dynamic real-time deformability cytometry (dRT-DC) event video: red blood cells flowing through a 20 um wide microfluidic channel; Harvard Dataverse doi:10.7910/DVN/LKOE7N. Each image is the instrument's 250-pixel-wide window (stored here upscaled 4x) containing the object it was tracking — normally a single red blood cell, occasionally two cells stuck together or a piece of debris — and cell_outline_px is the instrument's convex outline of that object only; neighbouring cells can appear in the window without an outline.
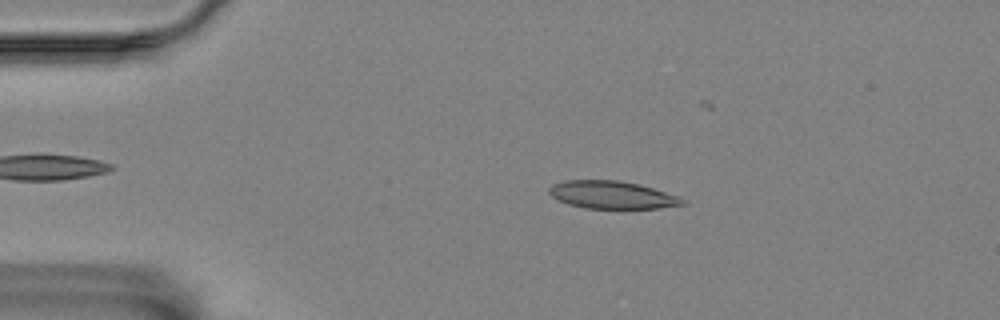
{"species": "Egyptian fruit bat (a non-hibernating species)", "species_latin": "Rousettus aegyptiacus", "temperature_condition": "room temperature", "stored_images_in_passage": 44, "camera_frame_rate_fps": 3000, "um_per_image_px": 0.085, "animal": {"sex": "female"}, "frame": {"image": 1, "passage_image": 10, "time_ms": 3.0, "image_size_px": [1000, 320], "cell_outline_px": [[684, 204], [660, 208], [584, 208], [568, 204], [552, 196], [548, 192], [548, 188], [552, 184], [564, 180], [616, 180], [640, 184], [676, 196], [684, 200]], "centroid_in_image_um": [51.96, 16.56], "position_along_channel_um": 33.0, "area_um2": 21.27}}
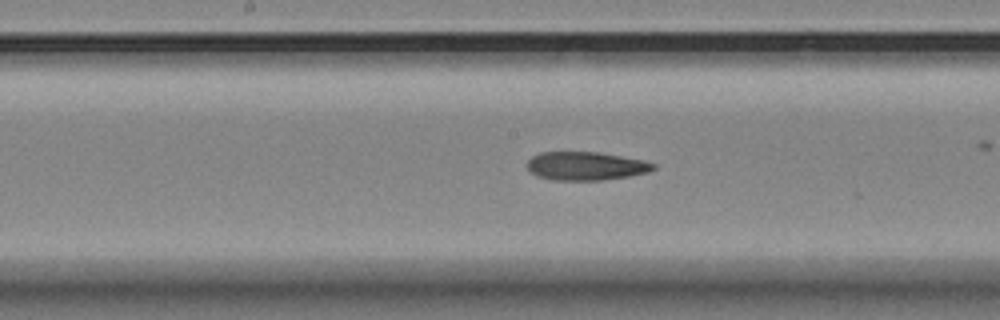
{"frame": {"image": 2, "passage_image": 28, "time_ms": 9.0, "image_size_px": [1000, 320], "cell_outline_px": [[656, 168], [648, 172], [628, 176], [600, 180], [552, 180], [536, 176], [528, 168], [528, 160], [532, 156], [540, 152], [596, 152], [620, 156], [640, 160], [656, 164]], "centroid_in_image_um": [49.76, 14.11], "position_along_channel_um": 198.4, "area_um2": 20.69}}
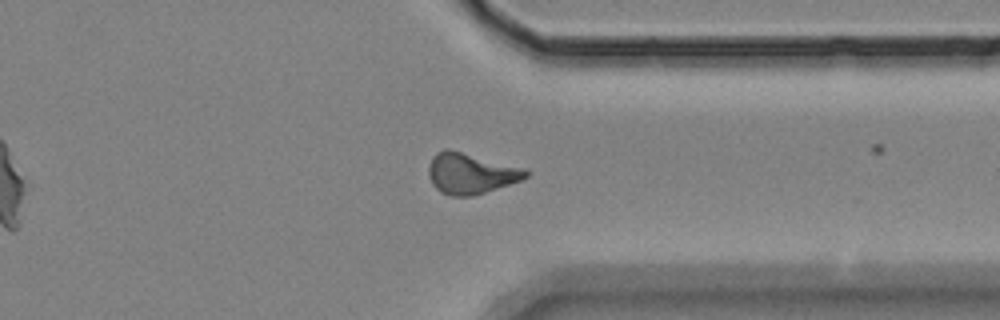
{"frame": {"image": 3, "passage_image": 43, "time_ms": 14.0, "image_size_px": [1000, 320], "cell_outline_px": [[528, 176], [520, 180], [472, 196], [448, 196], [440, 192], [432, 184], [428, 172], [428, 168], [432, 156], [436, 152], [448, 148], [516, 168], [528, 172]], "centroid_in_image_um": [39.88, 14.76], "position_along_channel_um": 371.5, "area_um2": 22.2}}